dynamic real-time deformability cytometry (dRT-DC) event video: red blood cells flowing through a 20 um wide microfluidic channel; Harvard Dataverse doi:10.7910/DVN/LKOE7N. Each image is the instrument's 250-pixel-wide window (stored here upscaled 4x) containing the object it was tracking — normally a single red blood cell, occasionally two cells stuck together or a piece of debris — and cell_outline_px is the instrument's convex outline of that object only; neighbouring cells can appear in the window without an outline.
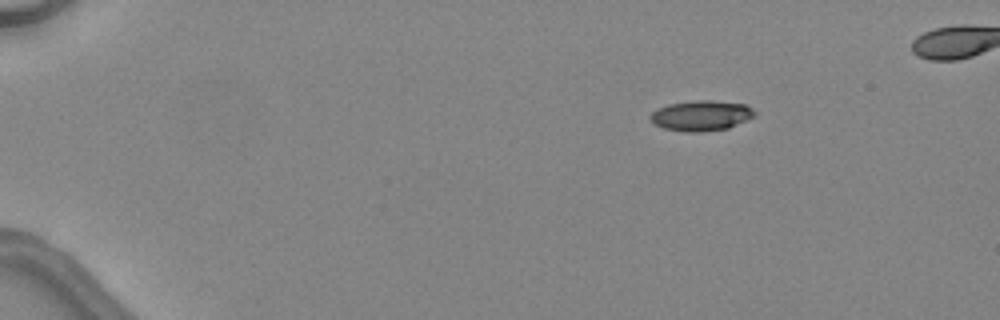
{"species": "common noctule bat (a hibernating species)", "species_latin": "Nyctalus noctula", "temperature_condition": "warm", "stored_images_in_passage": 4, "camera_frame_rate_fps": 3000, "um_per_image_px": 0.085, "animal": {"sex": "female", "body_mass_g": 24.6, "forearm_length_mm": 56.2}, "frame": {"image": 1, "passage_image": 1, "time_ms": 0.0, "image_size_px": [1000, 320], "cell_outline_px": [[756, 116], [748, 120], [728, 128], [704, 132], [688, 132], [664, 128], [656, 124], [648, 116], [652, 112], [668, 104], [700, 100], [712, 100], [748, 104], [756, 112]], "centroid_in_image_um": [59.67, 9.82], "position_along_channel_um": 25.3, "area_um2": 18.5}}